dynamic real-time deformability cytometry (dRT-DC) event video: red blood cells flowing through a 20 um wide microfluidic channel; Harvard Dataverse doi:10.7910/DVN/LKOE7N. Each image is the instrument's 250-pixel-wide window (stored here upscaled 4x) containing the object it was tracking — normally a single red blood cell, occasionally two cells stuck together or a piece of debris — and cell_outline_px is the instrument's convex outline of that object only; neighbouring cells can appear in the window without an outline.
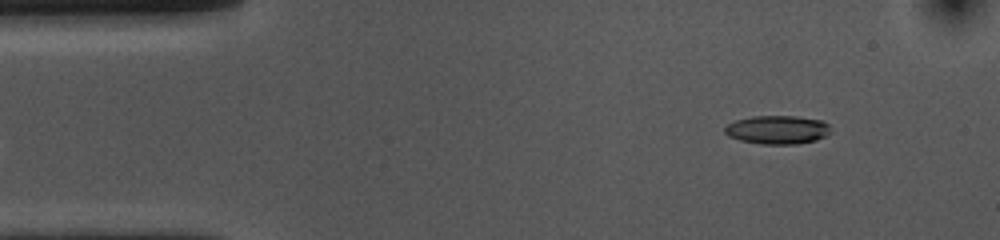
{"species": "common noctule bat (a hibernating species)", "species_latin": "Nyctalus noctula", "temperature_condition": "cold", "stored_images_in_passage": 49, "camera_frame_rate_fps": 3000, "um_per_image_px": 0.085, "animal": {"sex": "female", "body_mass_g": 10.0, "forearm_length_mm": 53.1}, "frame": {"image": 1, "passage_image": 1, "time_ms": 0.0, "image_size_px": [1000, 240], "cell_outline_px": [[828, 132], [824, 136], [816, 140], [796, 144], [760, 144], [740, 140], [728, 136], [724, 132], [724, 128], [728, 124], [736, 120], [752, 116], [796, 116], [824, 120], [828, 124]], "centroid_in_image_um": [66.05, 11.02], "position_along_channel_um": 18.9, "area_um2": 17.57}}
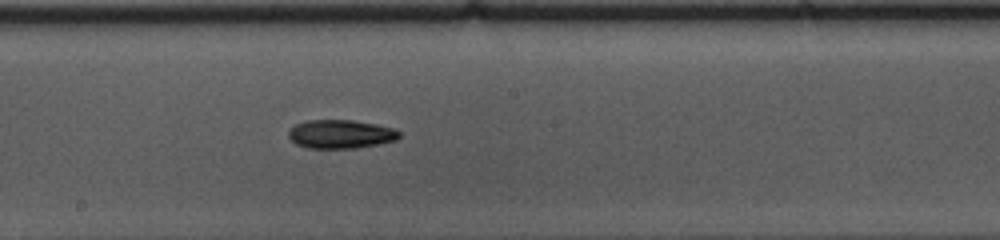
{"frame": {"image": 2, "passage_image": 23, "time_ms": 7.333, "image_size_px": [1000, 240], "cell_outline_px": [[400, 136], [396, 140], [380, 144], [356, 148], [308, 148], [296, 144], [288, 136], [288, 132], [296, 124], [308, 120], [352, 120], [376, 124], [396, 128], [400, 132]], "centroid_in_image_um": [28.99, 11.4], "position_along_channel_um": 219.2, "area_um2": 18.55}}
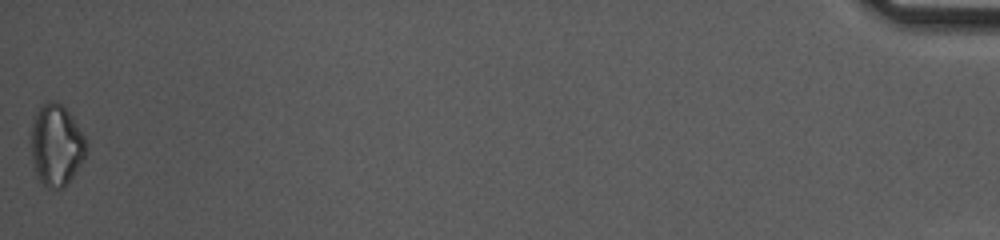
{"frame": {"image": 3, "passage_image": 49, "time_ms": 16.0, "image_size_px": [1000, 240], "cell_outline_px": [[88, 152], [84, 160], [64, 188], [48, 188], [36, 176], [32, 160], [32, 124], [36, 112], [48, 100], [56, 100], [72, 116], [84, 136], [88, 144]], "centroid_in_image_um": [4.81, 12.35], "position_along_channel_um": 430.4, "area_um2": 26.18}, "authors_computed_cell_mechanics": {"area_um2": 18.4382, "velocity_mm_per_s": 3.6362, "shape_relaxation_time_tau1_ms": 5.1103, "shape_relaxation_time_tau2_ms": null, "deformation_change_tau1": 0.1227, "deformation_change_tau2": null}}